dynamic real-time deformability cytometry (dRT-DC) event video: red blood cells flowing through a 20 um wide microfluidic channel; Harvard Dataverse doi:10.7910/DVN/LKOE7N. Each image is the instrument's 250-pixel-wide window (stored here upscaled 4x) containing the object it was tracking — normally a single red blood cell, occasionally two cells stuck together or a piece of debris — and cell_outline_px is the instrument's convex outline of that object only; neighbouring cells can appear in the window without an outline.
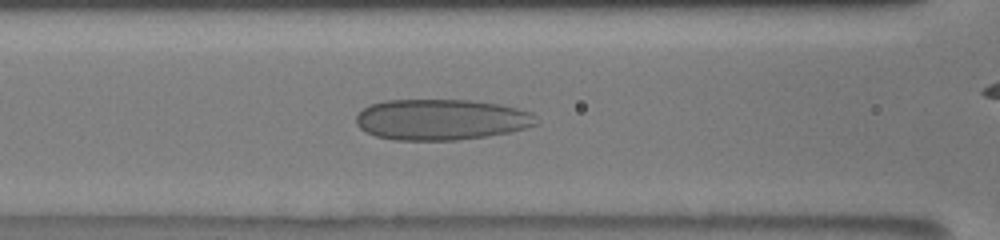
{"species": "human", "species_latin": "Homo sapiens", "temperature_condition": "room temperature", "stored_images_in_passage": 44, "camera_frame_rate_fps": 3000, "um_per_image_px": 0.085, "donor": {"sex": "male"}, "frame": {"image": 1, "passage_image": 21, "time_ms": 6.667, "image_size_px": [1000, 240], "cell_outline_px": [[536, 124], [524, 128], [508, 132], [484, 136], [456, 140], [396, 140], [376, 136], [360, 128], [356, 124], [356, 116], [368, 104], [384, 100], [468, 100], [496, 104], [516, 108], [532, 112]], "centroid_in_image_um": [37.44, 10.16], "position_along_channel_um": 129.2, "area_um2": 42.54}}
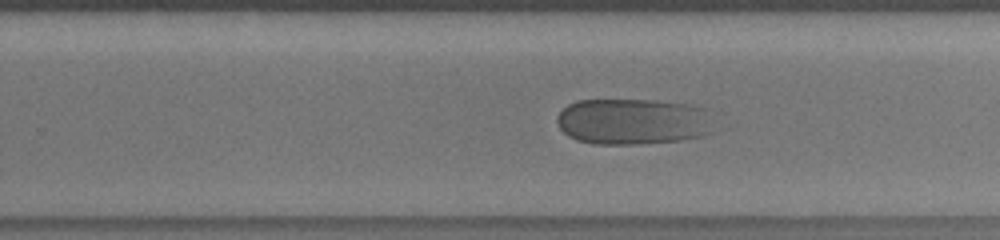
{"frame": {"image": 2, "passage_image": 33, "time_ms": 10.667, "image_size_px": [1000, 240], "cell_outline_px": [[712, 132], [704, 136], [680, 140], [636, 144], [592, 144], [576, 140], [568, 136], [556, 124], [556, 116], [568, 104], [576, 100], [656, 100], [688, 104], [708, 108]], "centroid_in_image_um": [53.79, 10.32], "position_along_channel_um": 276.0, "area_um2": 42.66}}
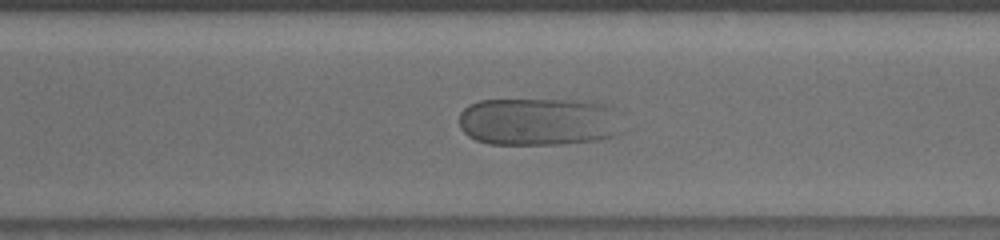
{"frame": {"image": 3, "passage_image": 37, "time_ms": 12.0, "image_size_px": [1000, 240], "cell_outline_px": [[620, 132], [612, 136], [596, 140], [560, 144], [488, 144], [476, 140], [468, 136], [460, 128], [460, 112], [468, 104], [480, 100], [592, 100], [604, 104], [608, 108]], "centroid_in_image_um": [45.66, 10.34], "position_along_channel_um": 324.9, "area_um2": 45.14}}